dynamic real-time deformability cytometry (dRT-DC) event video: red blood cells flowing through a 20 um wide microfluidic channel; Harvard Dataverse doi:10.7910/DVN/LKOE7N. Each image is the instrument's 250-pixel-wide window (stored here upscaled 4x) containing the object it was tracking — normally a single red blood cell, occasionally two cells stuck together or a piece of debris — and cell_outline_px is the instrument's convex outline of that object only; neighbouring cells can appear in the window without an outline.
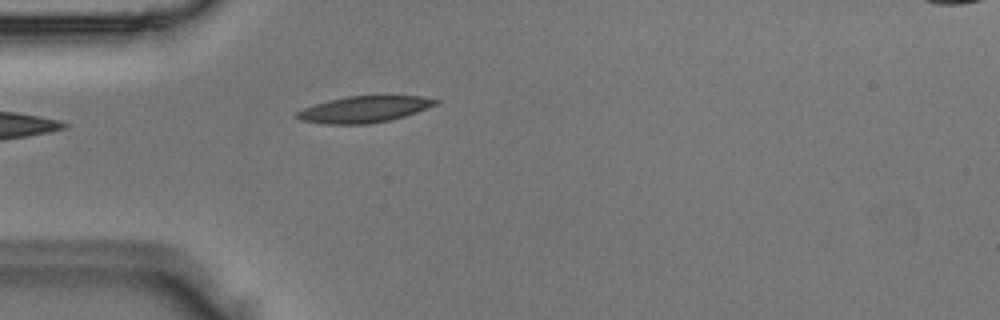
{"species": "Egyptian fruit bat (a non-hibernating species)", "species_latin": "Rousettus aegyptiacus", "temperature_condition": "room temperature", "stored_images_in_passage": 5, "camera_frame_rate_fps": 3000, "um_per_image_px": 0.085, "animal": {"sex": "male"}, "frame": {"image": 1, "passage_image": 5, "time_ms": 1.333, "image_size_px": [1000, 320], "cell_outline_px": [[440, 100], [436, 104], [416, 112], [404, 116], [388, 120], [368, 124], [324, 124], [300, 120], [292, 116], [296, 112], [304, 108], [328, 100], [348, 96], [420, 96]], "centroid_in_image_um": [30.9, 9.3], "position_along_channel_um": 54.1, "area_um2": 21.15}}